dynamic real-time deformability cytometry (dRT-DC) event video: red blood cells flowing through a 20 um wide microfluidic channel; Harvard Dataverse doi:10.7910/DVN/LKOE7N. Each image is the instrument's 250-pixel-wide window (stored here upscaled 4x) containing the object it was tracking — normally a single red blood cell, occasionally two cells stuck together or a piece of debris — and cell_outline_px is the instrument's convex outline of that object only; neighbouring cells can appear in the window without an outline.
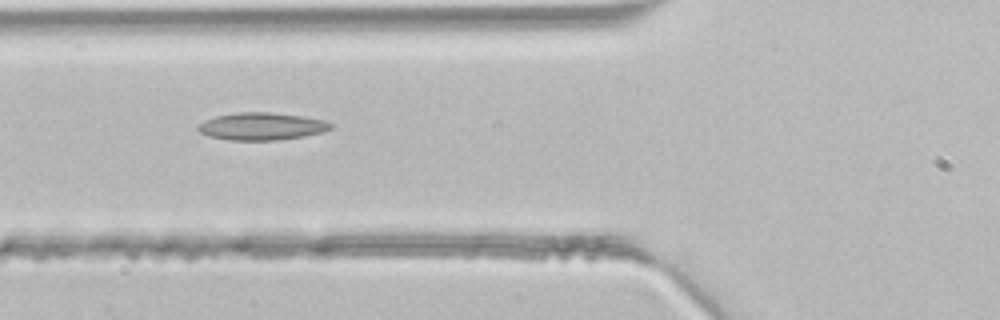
{"species": "common noctule bat (a hibernating species)", "species_latin": "Nyctalus noctula", "temperature_condition": "room temperature", "stored_images_in_passage": 2, "camera_frame_rate_fps": 3000, "um_per_image_px": 0.085, "animal": {"sex": "male", "body_mass_g": 21.5, "forearm_length_mm": 52.0}, "frame": {"image": 1, "passage_image": 2, "time_ms": 0.333, "image_size_px": [1000, 320], "cell_outline_px": [[332, 128], [320, 132], [304, 136], [276, 140], [228, 140], [208, 136], [200, 132], [196, 128], [196, 124], [204, 120], [216, 116], [240, 112], [268, 112], [304, 116], [324, 120], [332, 124]], "centroid_in_image_um": [22.19, 10.73], "position_along_channel_um": 103.6, "area_um2": 21.21}}